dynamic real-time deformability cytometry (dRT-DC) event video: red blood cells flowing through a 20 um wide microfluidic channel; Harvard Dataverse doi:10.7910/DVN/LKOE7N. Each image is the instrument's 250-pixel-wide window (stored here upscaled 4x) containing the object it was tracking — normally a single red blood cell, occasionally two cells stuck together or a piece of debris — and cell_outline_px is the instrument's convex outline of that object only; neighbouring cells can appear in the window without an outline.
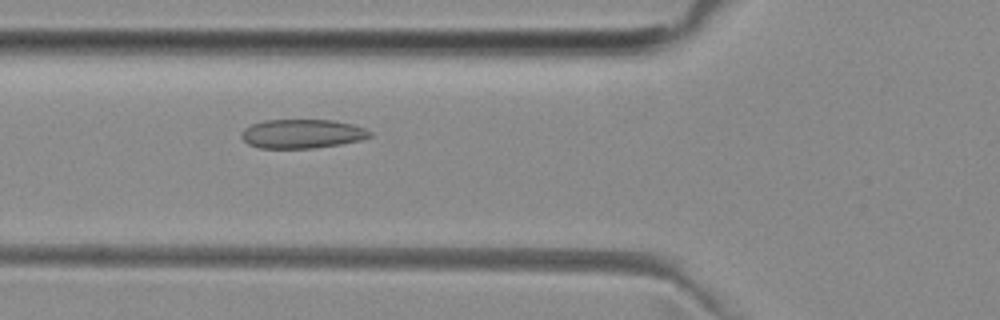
{"species": "common noctule bat (a hibernating species)", "species_latin": "Nyctalus noctula", "temperature_condition": "room temperature", "stored_images_in_passage": 45, "camera_frame_rate_fps": 3000, "um_per_image_px": 0.085, "animal": {"sex": "female", "body_mass_g": 29.2, "forearm_length_mm": 56.3}, "frame": {"image": 1, "passage_image": 12, "time_ms": 3.667, "image_size_px": [1000, 320], "cell_outline_px": [[372, 136], [360, 140], [340, 144], [312, 148], [260, 148], [248, 144], [240, 136], [240, 132], [244, 128], [252, 124], [264, 120], [332, 120], [352, 124], [364, 128], [372, 132]], "centroid_in_image_um": [25.66, 11.37], "position_along_channel_um": 100.1, "area_um2": 21.73}}
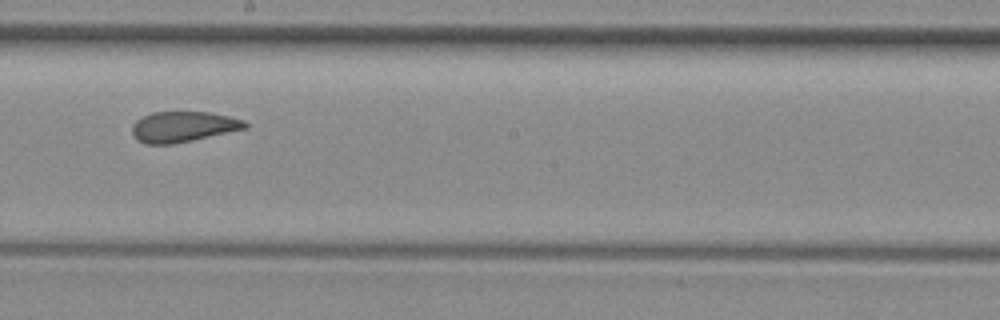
{"frame": {"image": 2, "passage_image": 22, "time_ms": 7.0, "image_size_px": [1000, 320], "cell_outline_px": [[248, 128], [192, 140], [172, 144], [144, 144], [136, 140], [132, 136], [132, 124], [136, 120], [152, 112], [212, 112], [244, 120], [248, 124]], "centroid_in_image_um": [15.54, 10.77], "position_along_channel_um": 232.7, "area_um2": 20.23}}
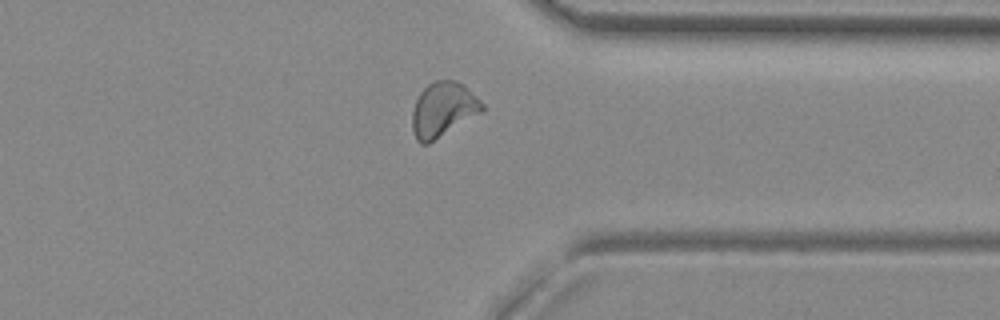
{"frame": {"image": 3, "passage_image": 33, "time_ms": 10.667, "image_size_px": [1000, 320], "cell_outline_px": [[484, 108], [480, 112], [428, 144], [420, 144], [416, 140], [412, 128], [412, 112], [416, 100], [420, 92], [432, 80], [456, 80], [464, 84], [484, 104]], "centroid_in_image_um": [37.63, 9.29], "position_along_channel_um": 373.8, "area_um2": 22.08}, "authors_computed_cell_mechanics": {"area_um2": 21.5016, "velocity_mm_per_s": 3.9766, "shape_relaxation_time_tau1_ms": null, "shape_relaxation_time_tau2_ms": 1.7096, "deformation_change_tau1": null, "deformation_change_tau2": 0.0922}}